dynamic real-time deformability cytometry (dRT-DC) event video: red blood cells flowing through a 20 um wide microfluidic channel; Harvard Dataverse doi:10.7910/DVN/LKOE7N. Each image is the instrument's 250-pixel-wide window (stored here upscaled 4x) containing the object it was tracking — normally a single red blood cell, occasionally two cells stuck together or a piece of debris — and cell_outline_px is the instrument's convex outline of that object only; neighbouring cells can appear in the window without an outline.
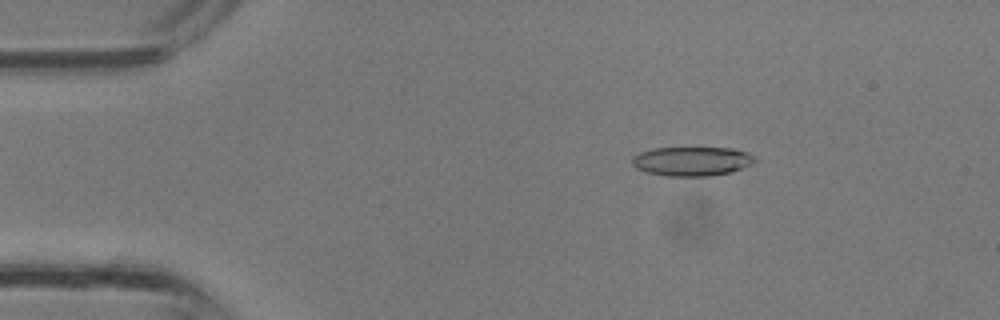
{"species": "common noctule bat (a hibernating species)", "species_latin": "Nyctalus noctula", "temperature_condition": "room temperature", "stored_images_in_passage": 32, "camera_frame_rate_fps": 3000, "um_per_image_px": 0.085, "animal": {"sex": "male", "body_mass_g": 13.3}, "frame": {"image": 1, "passage_image": 3, "time_ms": 0.667, "image_size_px": [1000, 320], "cell_outline_px": [[756, 160], [752, 164], [732, 172], [708, 176], [668, 176], [648, 172], [636, 168], [632, 164], [632, 156], [640, 152], [652, 148], [732, 148], [748, 152]], "centroid_in_image_um": [58.8, 13.7], "position_along_channel_um": 26.2, "area_um2": 20.87}}
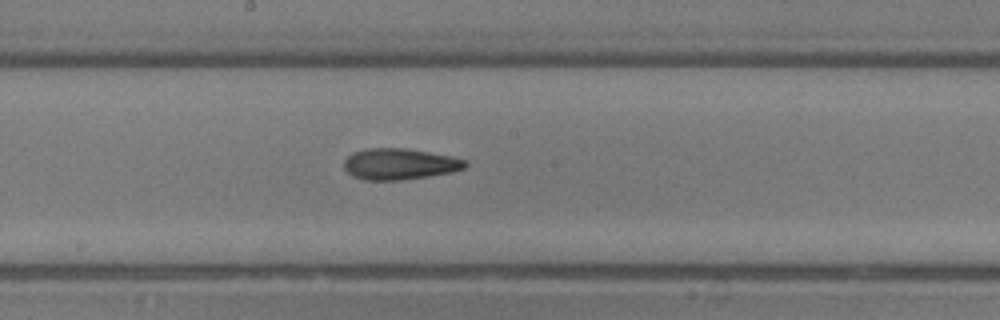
{"frame": {"image": 2, "passage_image": 16, "time_ms": 5.0, "image_size_px": [1000, 320], "cell_outline_px": [[468, 164], [464, 168], [452, 172], [428, 176], [400, 180], [364, 180], [352, 176], [344, 168], [344, 160], [352, 152], [364, 148], [408, 148], [452, 156], [464, 160]], "centroid_in_image_um": [33.94, 13.93], "position_along_channel_um": 214.3, "area_um2": 22.14}}
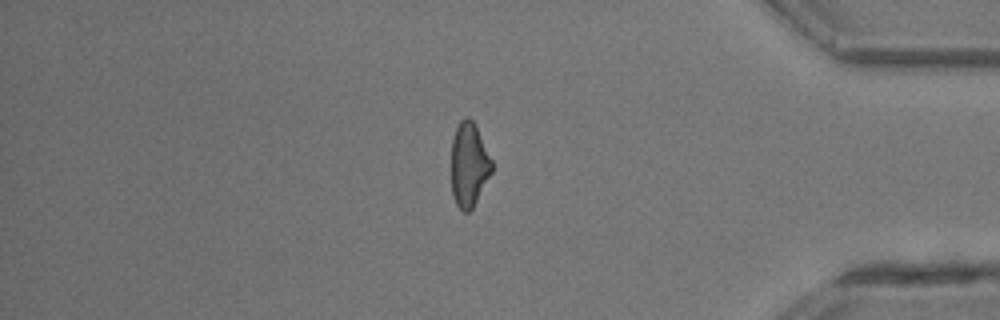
{"frame": {"image": 3, "passage_image": 27, "time_ms": 8.667, "image_size_px": [1000, 320], "cell_outline_px": [[492, 172], [472, 208], [468, 212], [464, 212], [456, 204], [452, 196], [452, 140], [456, 128], [460, 120], [464, 116], [468, 116], [472, 120], [492, 160]], "centroid_in_image_um": [39.85, 14.0], "position_along_channel_um": 395.3, "area_um2": 19.59}}